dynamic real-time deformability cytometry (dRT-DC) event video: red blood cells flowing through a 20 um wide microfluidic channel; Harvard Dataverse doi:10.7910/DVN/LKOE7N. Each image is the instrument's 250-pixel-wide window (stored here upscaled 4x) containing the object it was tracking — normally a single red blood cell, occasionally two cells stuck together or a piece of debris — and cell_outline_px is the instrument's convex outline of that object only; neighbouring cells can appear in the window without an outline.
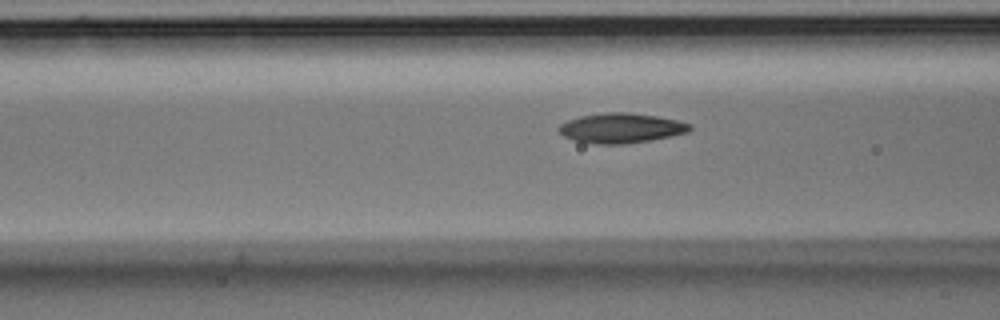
{"species": "Egyptian fruit bat (a non-hibernating species)", "species_latin": "Rousettus aegyptiacus", "temperature_condition": "room temperature", "stored_images_in_passage": 17, "camera_frame_rate_fps": 3000, "um_per_image_px": 0.085, "animal": {"sex": "male"}, "frame": {"image": 1, "passage_image": 12, "time_ms": 3.667, "image_size_px": [1000, 320], "cell_outline_px": [[692, 128], [688, 132], [648, 140], [624, 144], [596, 144], [576, 140], [564, 136], [556, 128], [560, 124], [568, 120], [580, 116], [604, 112], [628, 112], [656, 116], [676, 120], [692, 124]], "centroid_in_image_um": [52.77, 10.87], "position_along_channel_um": 113.8, "area_um2": 22.6}}